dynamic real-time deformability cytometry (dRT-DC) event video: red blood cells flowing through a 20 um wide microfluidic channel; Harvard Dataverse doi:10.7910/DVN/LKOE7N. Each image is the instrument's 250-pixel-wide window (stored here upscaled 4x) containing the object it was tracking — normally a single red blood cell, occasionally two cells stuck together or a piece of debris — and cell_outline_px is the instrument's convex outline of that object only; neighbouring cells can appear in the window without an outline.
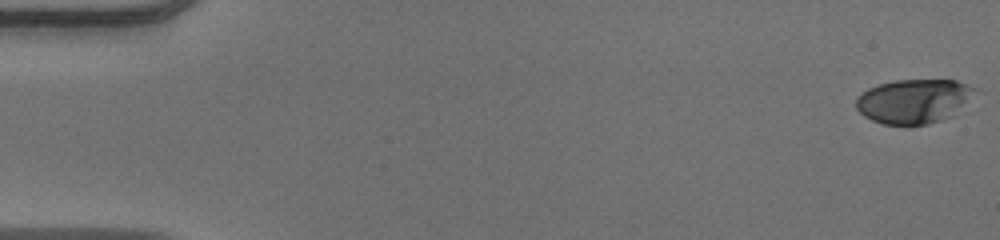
{"species": "human", "species_latin": "Homo sapiens", "temperature_condition": "warm", "stored_images_in_passage": 53, "camera_frame_rate_fps": 3000, "um_per_image_px": 0.085, "donor": {"sex": "male"}, "frame": {"image": 1, "passage_image": 1, "time_ms": 0.0, "image_size_px": [1000, 240], "cell_outline_px": [[972, 88], [956, 116], [928, 124], [908, 128], [884, 124], [872, 120], [864, 116], [856, 108], [856, 100], [868, 88], [880, 84], [896, 80], [956, 80]], "centroid_in_image_um": [77.59, 8.66], "position_along_channel_um": 7.4, "area_um2": 30.52}}
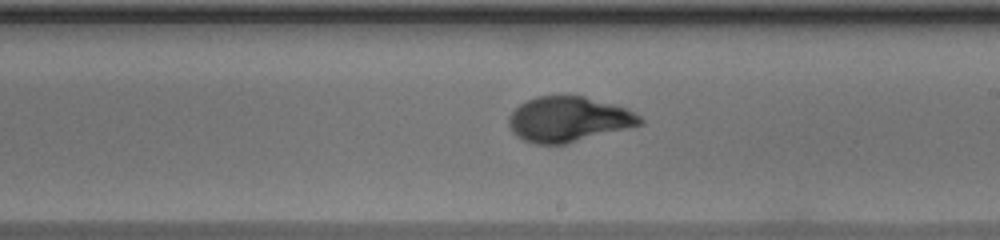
{"frame": {"image": 2, "passage_image": 31, "time_ms": 10.0, "image_size_px": [1000, 240], "cell_outline_px": [[644, 124], [564, 144], [536, 144], [524, 140], [516, 136], [512, 132], [508, 124], [508, 116], [520, 104], [536, 96], [584, 96], [612, 104], [624, 108], [640, 116], [644, 120]], "centroid_in_image_um": [48.3, 10.14], "position_along_channel_um": 240.7, "area_um2": 34.28}}
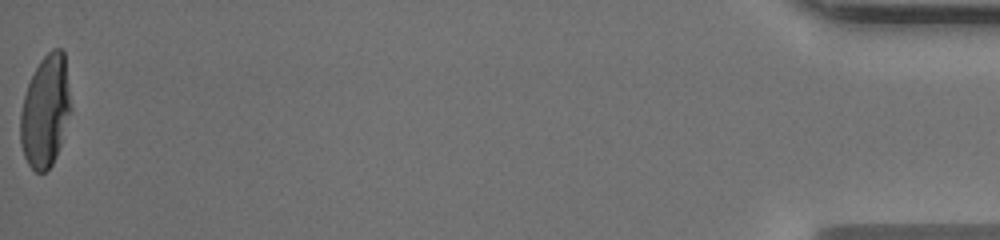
{"frame": {"image": 3, "passage_image": 53, "time_ms": 17.333, "image_size_px": [1000, 240], "cell_outline_px": [[72, 112], [56, 156], [52, 164], [44, 172], [36, 172], [28, 164], [24, 156], [20, 144], [20, 112], [24, 96], [28, 84], [40, 60], [52, 48], [60, 48], [64, 52], [72, 108]], "centroid_in_image_um": [3.87, 9.45], "position_along_channel_um": 431.3, "area_um2": 33.06}, "authors_computed_cell_mechanics": {"area_um2": 33.813, "velocity_mm_per_s": 3.9434, "shape_relaxation_time_tau1_ms": 5.8951, "shape_relaxation_time_tau2_ms": null, "deformation_change_tau1": 0.2839, "deformation_change_tau2": null}}